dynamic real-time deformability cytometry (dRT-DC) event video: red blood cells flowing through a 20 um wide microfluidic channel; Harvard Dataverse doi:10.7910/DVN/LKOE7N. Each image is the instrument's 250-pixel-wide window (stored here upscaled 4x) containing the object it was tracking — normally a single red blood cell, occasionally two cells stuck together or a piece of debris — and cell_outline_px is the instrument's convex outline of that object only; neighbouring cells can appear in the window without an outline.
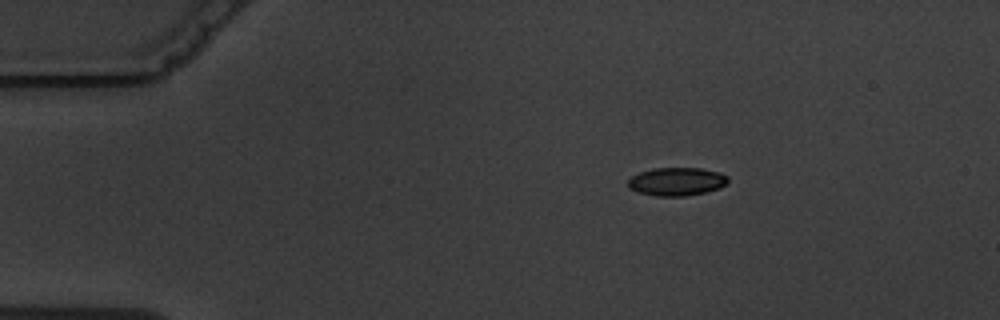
{"species": "common noctule bat (a hibernating species)", "species_latin": "Nyctalus noctula", "temperature_condition": "warm", "stored_images_in_passage": 3, "camera_frame_rate_fps": 3000, "um_per_image_px": 0.085, "animal": {"sex": "male", "body_mass_g": 19.5, "forearm_length_mm": 54.6}, "frame": {"image": 1, "passage_image": 1, "time_ms": 0.0, "image_size_px": [1000, 320], "cell_outline_px": [[728, 180], [720, 188], [704, 192], [684, 196], [656, 196], [636, 192], [628, 188], [628, 180], [632, 176], [640, 172], [652, 168], [700, 168], [720, 172], [728, 176]], "centroid_in_image_um": [57.49, 15.43], "position_along_channel_um": 27.5, "area_um2": 16.47}}